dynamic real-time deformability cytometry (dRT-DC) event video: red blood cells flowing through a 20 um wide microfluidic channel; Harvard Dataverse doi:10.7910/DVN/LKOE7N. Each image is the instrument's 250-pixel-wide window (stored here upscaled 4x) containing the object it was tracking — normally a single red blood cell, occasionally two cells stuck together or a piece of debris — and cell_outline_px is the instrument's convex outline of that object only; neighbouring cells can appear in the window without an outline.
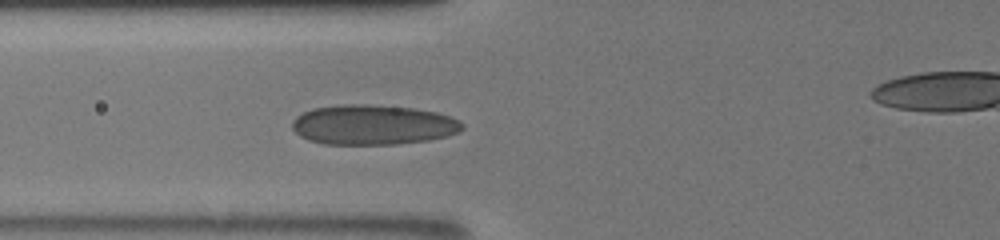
{"species": "human", "species_latin": "Homo sapiens", "temperature_condition": "room temperature", "stored_images_in_passage": 16, "camera_frame_rate_fps": 3000, "um_per_image_px": 0.085, "donor": {"sex": "male"}, "frame": {"image": 1, "passage_image": 16, "time_ms": 6.333, "image_size_px": [1000, 240], "cell_outline_px": [[464, 128], [460, 132], [448, 136], [428, 140], [396, 144], [324, 144], [308, 140], [300, 136], [292, 128], [292, 120], [296, 116], [312, 108], [340, 104], [364, 104], [412, 108], [436, 112], [460, 120], [464, 124]], "centroid_in_image_um": [31.7, 10.61], "position_along_channel_um": 94.1, "area_um2": 39.77}}